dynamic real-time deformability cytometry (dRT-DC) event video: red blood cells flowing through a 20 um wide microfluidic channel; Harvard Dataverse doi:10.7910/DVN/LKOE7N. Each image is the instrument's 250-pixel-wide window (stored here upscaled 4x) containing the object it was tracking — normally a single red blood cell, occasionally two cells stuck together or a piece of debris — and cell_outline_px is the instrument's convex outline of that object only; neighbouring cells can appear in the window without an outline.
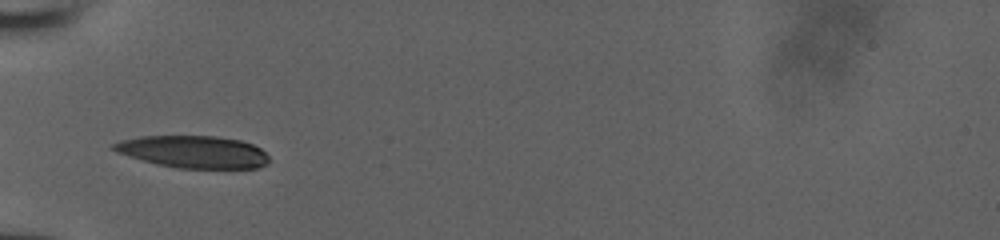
{"species": "human", "species_latin": "Homo sapiens", "temperature_condition": "room temperature", "stored_images_in_passage": 33, "camera_frame_rate_fps": 3000, "um_per_image_px": 0.085, "donor": {"sex": "male"}, "frame": {"image": 1, "passage_image": 1, "time_ms": 0.0, "image_size_px": [1000, 240], "cell_outline_px": [[268, 164], [256, 168], [176, 168], [156, 164], [128, 156], [116, 152], [112, 148], [112, 144], [120, 140], [140, 136], [216, 136], [240, 140], [252, 144], [260, 148], [268, 156]], "centroid_in_image_um": [16.42, 12.9], "position_along_channel_um": 68.6, "area_um2": 29.25}}
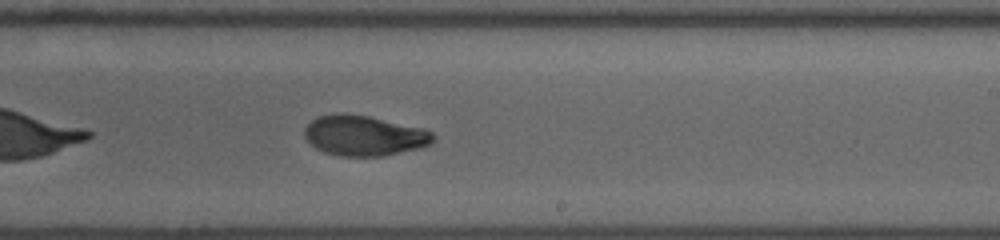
{"frame": {"image": 2, "passage_image": 15, "time_ms": 4.667, "image_size_px": [1000, 240], "cell_outline_px": [[436, 140], [432, 144], [420, 148], [384, 156], [340, 156], [324, 152], [316, 148], [304, 136], [304, 128], [316, 116], [336, 112], [344, 112], [368, 116], [424, 128], [432, 132], [436, 136]], "centroid_in_image_um": [30.97, 11.51], "position_along_channel_um": 258.0, "area_um2": 30.63}}
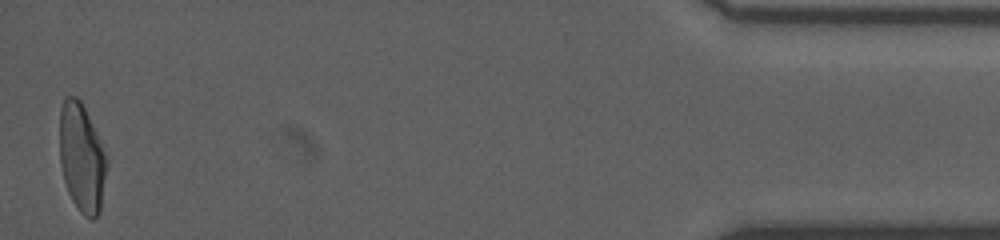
{"frame": {"image": 3, "passage_image": 33, "time_ms": 10.667, "image_size_px": [1000, 240], "cell_outline_px": [[108, 164], [100, 212], [92, 220], [84, 216], [80, 212], [72, 200], [68, 192], [64, 180], [60, 164], [60, 108], [64, 96], [76, 96], [80, 100], [108, 156]], "centroid_in_image_um": [6.96, 13.43], "position_along_channel_um": 428.2, "area_um2": 30.06}}